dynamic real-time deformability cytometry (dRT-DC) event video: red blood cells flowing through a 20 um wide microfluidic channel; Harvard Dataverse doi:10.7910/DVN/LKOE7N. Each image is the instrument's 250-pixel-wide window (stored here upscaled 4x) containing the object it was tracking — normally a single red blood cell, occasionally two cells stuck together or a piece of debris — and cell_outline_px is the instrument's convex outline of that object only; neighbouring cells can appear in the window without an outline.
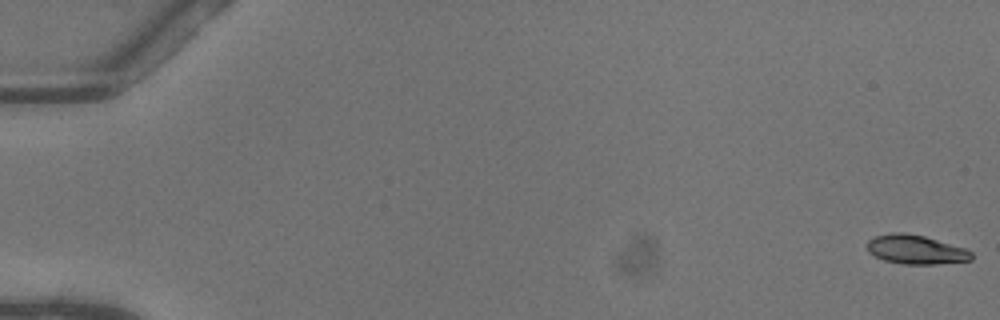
{"species": "common noctule bat (a hibernating species)", "species_latin": "Nyctalus noctula", "temperature_condition": "warm", "stored_images_in_passage": 17, "camera_frame_rate_fps": 3000, "um_per_image_px": 0.085, "animal": {"sex": "female"}, "frame": {"image": 1, "passage_image": 1, "time_ms": 0.0, "image_size_px": [1000, 320], "cell_outline_px": [[972, 260], [936, 264], [904, 264], [884, 260], [868, 252], [868, 240], [876, 236], [892, 232], [904, 232], [924, 236], [964, 248], [972, 252]], "centroid_in_image_um": [77.84, 21.21], "position_along_channel_um": 7.2, "area_um2": 17.51}}
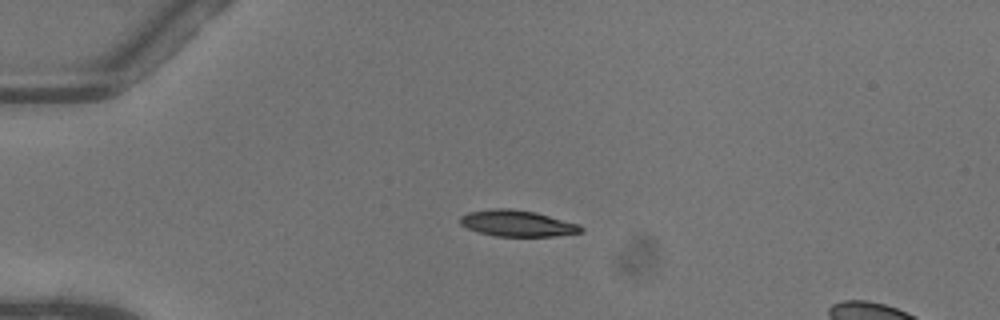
{"frame": {"image": 2, "passage_image": 14, "time_ms": 4.333, "image_size_px": [1000, 320], "cell_outline_px": [[584, 228], [580, 232], [556, 236], [496, 236], [480, 232], [468, 228], [460, 224], [460, 216], [468, 212], [492, 208], [508, 208], [536, 212], [580, 224]], "centroid_in_image_um": [43.98, 18.97], "position_along_channel_um": 41.0, "area_um2": 18.44}}